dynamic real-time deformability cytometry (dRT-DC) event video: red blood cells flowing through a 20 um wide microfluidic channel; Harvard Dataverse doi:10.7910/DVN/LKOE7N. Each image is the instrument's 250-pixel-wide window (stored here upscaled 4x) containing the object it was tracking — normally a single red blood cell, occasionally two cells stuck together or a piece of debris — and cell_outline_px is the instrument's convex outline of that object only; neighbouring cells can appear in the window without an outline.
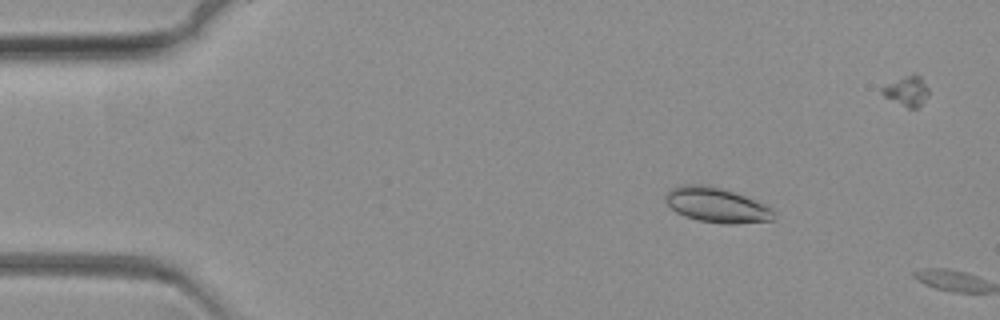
{"species": "common noctule bat (a hibernating species)", "species_latin": "Nyctalus noctula", "temperature_condition": "warm", "stored_images_in_passage": 2, "camera_frame_rate_fps": 3000, "um_per_image_px": 0.085, "animal": {"sex": "female", "body_mass_g": 19.3, "forearm_length_mm": 54.1}, "frame": {"image": 1, "passage_image": 1, "time_ms": 0.0, "image_size_px": [1000, 320], "cell_outline_px": [[776, 216], [772, 220], [732, 224], [724, 224], [696, 220], [684, 216], [676, 212], [664, 200], [664, 196], [672, 188], [680, 184], [712, 184], [744, 196], [764, 204], [772, 208]], "centroid_in_image_um": [60.89, 17.42], "position_along_channel_um": 24.1, "area_um2": 22.2}}